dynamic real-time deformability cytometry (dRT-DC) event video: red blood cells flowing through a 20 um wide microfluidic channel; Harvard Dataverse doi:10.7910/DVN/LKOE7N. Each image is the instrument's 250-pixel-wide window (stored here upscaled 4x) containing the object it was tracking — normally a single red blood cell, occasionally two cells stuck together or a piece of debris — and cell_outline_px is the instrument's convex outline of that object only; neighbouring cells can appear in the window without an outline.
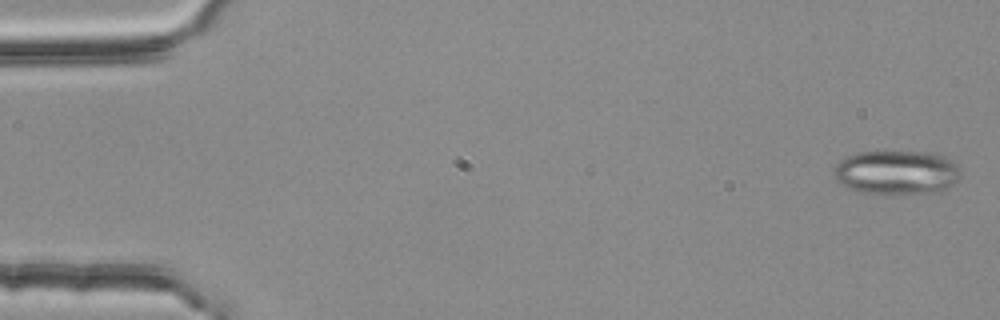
{"species": "common noctule bat (a hibernating species)", "species_latin": "Nyctalus noctula", "temperature_condition": "room temperature", "stored_images_in_passage": 55, "camera_frame_rate_fps": 3000, "um_per_image_px": 0.085, "animal": {"sex": "female", "body_mass_g": 25.1}, "frame": {"image": 1, "passage_image": 2, "time_ms": 0.333, "image_size_px": [1000, 320], "cell_outline_px": [[960, 176], [948, 188], [940, 192], [896, 196], [860, 192], [848, 188], [840, 184], [832, 176], [832, 168], [840, 160], [856, 152], [932, 152], [944, 156], [956, 164], [960, 172]], "centroid_in_image_um": [76.17, 14.69], "position_along_channel_um": 8.8, "area_um2": 33.47}}
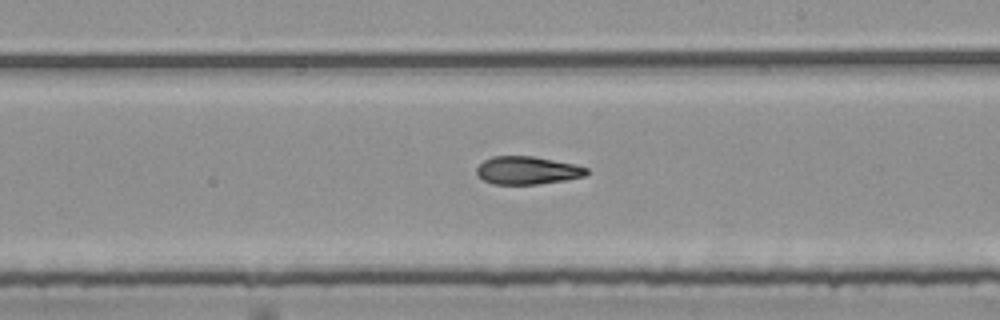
{"frame": {"image": 2, "passage_image": 32, "time_ms": 10.333, "image_size_px": [1000, 320], "cell_outline_px": [[588, 172], [584, 176], [564, 180], [536, 184], [492, 184], [476, 176], [476, 168], [484, 160], [492, 156], [532, 156], [576, 164], [588, 168]], "centroid_in_image_um": [44.79, 14.48], "position_along_channel_um": 244.2, "area_um2": 17.92}}
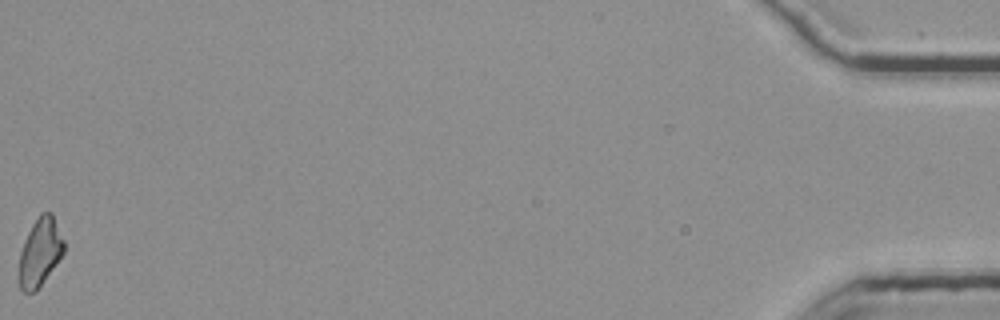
{"frame": {"image": 3, "passage_image": 55, "time_ms": 18.0, "image_size_px": [1000, 320], "cell_outline_px": [[64, 252], [36, 292], [24, 292], [20, 288], [20, 252], [24, 240], [32, 224], [40, 212], [52, 212], [64, 240]], "centroid_in_image_um": [3.41, 21.4], "position_along_channel_um": 431.8, "area_um2": 17.63}, "authors_computed_cell_mechanics": {"area_um2": 18.785, "velocity_mm_per_s": 3.7924, "shape_relaxation_time_tau1_ms": 6.0198, "shape_relaxation_time_tau2_ms": 6.7726, "deformation_change_tau1": 0.1863, "deformation_change_tau2": 0.165}}